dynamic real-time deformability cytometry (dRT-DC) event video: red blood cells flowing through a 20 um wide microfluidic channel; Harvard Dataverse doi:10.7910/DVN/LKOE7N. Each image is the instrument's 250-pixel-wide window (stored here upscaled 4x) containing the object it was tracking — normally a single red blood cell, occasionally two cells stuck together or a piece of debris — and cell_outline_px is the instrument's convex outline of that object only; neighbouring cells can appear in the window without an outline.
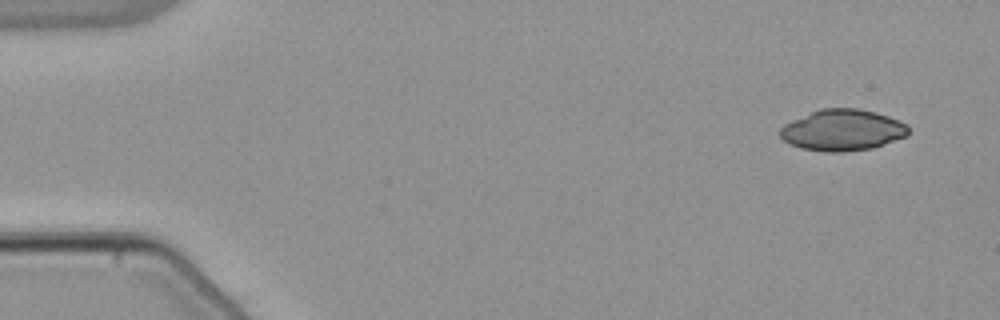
{"species": "common noctule bat (a hibernating species)", "species_latin": "Nyctalus noctula", "temperature_condition": "warm", "stored_images_in_passage": 51, "camera_frame_rate_fps": 3000, "um_per_image_px": 0.085, "animal": {"sex": "male", "body_mass_g": 21.5, "forearm_length_mm": 52.0}, "frame": {"image": 1, "passage_image": 1, "time_ms": 0.0, "image_size_px": [1000, 320], "cell_outline_px": [[908, 136], [872, 148], [844, 152], [824, 152], [800, 148], [788, 144], [780, 136], [780, 128], [784, 124], [792, 120], [820, 108], [860, 108], [876, 112], [900, 120], [908, 124]], "centroid_in_image_um": [71.62, 11.06], "position_along_channel_um": 13.4, "area_um2": 31.15}}
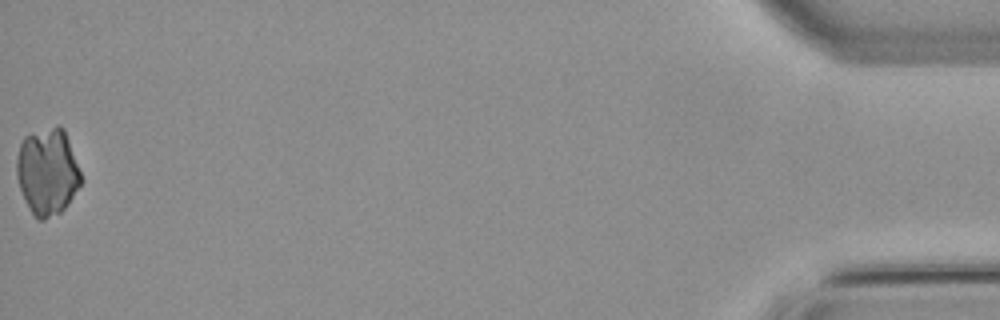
{"frame": {"image": 2, "passage_image": 51, "time_ms": 16.667, "image_size_px": [1000, 320], "cell_outline_px": [[84, 180], [68, 204], [60, 212], [44, 220], [36, 220], [20, 188], [16, 176], [16, 156], [20, 144], [24, 136], [56, 124], [60, 124], [64, 128]], "centroid_in_image_um": [4.05, 14.56], "position_along_channel_um": 431.2, "area_um2": 32.83}}